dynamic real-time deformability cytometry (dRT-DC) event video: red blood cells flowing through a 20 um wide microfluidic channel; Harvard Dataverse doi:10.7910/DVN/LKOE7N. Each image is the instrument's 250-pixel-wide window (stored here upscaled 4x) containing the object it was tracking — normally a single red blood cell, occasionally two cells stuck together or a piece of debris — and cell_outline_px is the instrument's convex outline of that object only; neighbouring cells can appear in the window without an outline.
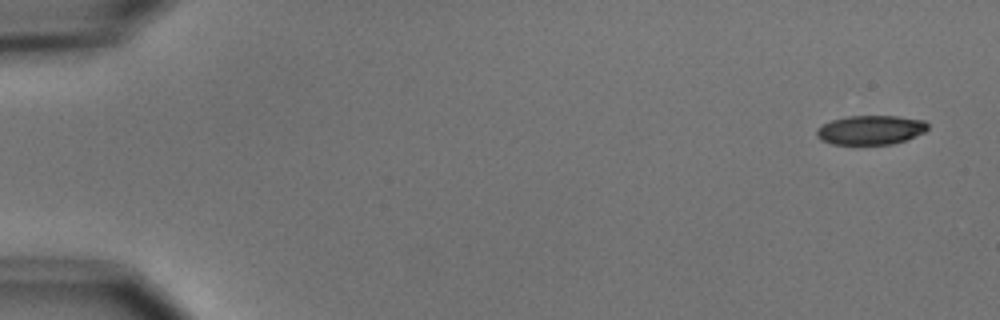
{"species": "common noctule bat (a hibernating species)", "species_latin": "Nyctalus noctula", "temperature_condition": "cold", "stored_images_in_passage": 4, "camera_frame_rate_fps": 3000, "um_per_image_px": 0.085, "animal": {"sex": "male", "body_mass_g": 15.6}, "frame": {"image": 1, "passage_image": 1, "time_ms": 0.0, "image_size_px": [1000, 320], "cell_outline_px": [[928, 128], [924, 132], [904, 140], [892, 144], [832, 144], [820, 140], [816, 136], [816, 128], [832, 120], [848, 116], [896, 116], [924, 120], [928, 124]], "centroid_in_image_um": [73.97, 11.04], "position_along_channel_um": 11.0, "area_um2": 18.84}}
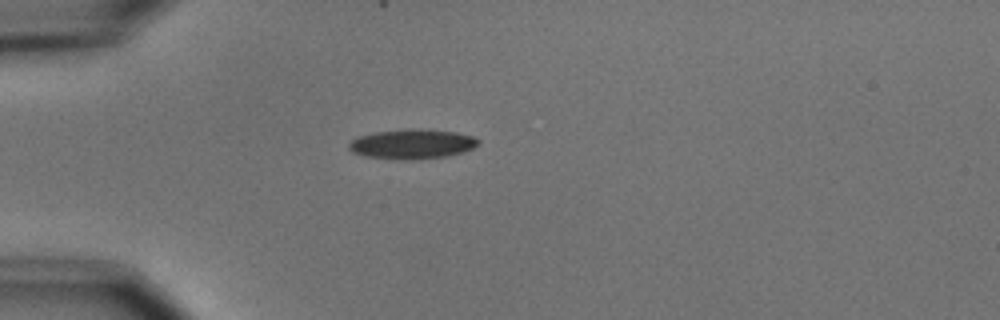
{"frame": {"image": 2, "passage_image": 4, "time_ms": 4.333, "image_size_px": [1000, 320], "cell_outline_px": [[480, 140], [472, 148], [460, 152], [444, 156], [412, 160], [404, 160], [364, 156], [352, 152], [348, 148], [348, 144], [352, 140], [360, 136], [376, 132], [412, 128], [420, 128], [456, 132], [472, 136]], "centroid_in_image_um": [34.99, 12.23], "position_along_channel_um": 50.0, "area_um2": 22.2}}